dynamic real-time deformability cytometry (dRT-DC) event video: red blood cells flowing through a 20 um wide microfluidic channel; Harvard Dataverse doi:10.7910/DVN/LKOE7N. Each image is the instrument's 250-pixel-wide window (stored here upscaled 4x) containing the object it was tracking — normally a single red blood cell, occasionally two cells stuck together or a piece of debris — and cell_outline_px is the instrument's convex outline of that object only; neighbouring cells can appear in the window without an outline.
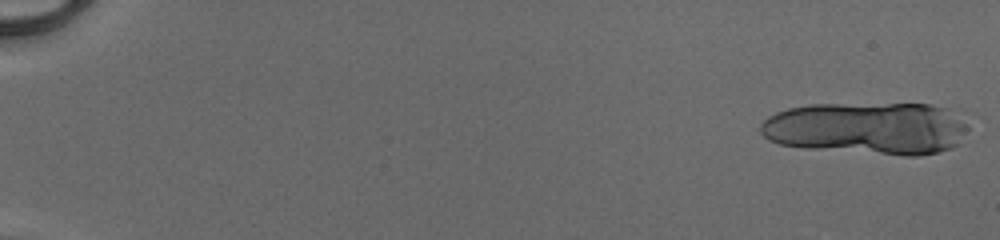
{"species": "human", "species_latin": "Homo sapiens", "temperature_condition": "cold", "stored_images_in_passage": 17, "camera_frame_rate_fps": 3000, "um_per_image_px": 0.085, "donor": {"sex": "male"}, "frame": {"image": 1, "passage_image": 1, "time_ms": 0.0, "image_size_px": [1000, 240], "cell_outline_px": [[968, 128], [956, 144], [952, 148], [936, 152], [916, 156], [904, 156], [804, 148], [780, 144], [768, 140], [760, 132], [760, 124], [768, 116], [776, 112], [788, 108], [812, 104], [932, 104], [948, 108], [968, 124]], "centroid_in_image_um": [73.69, 10.9], "position_along_channel_um": 11.3, "area_um2": 63.81}}